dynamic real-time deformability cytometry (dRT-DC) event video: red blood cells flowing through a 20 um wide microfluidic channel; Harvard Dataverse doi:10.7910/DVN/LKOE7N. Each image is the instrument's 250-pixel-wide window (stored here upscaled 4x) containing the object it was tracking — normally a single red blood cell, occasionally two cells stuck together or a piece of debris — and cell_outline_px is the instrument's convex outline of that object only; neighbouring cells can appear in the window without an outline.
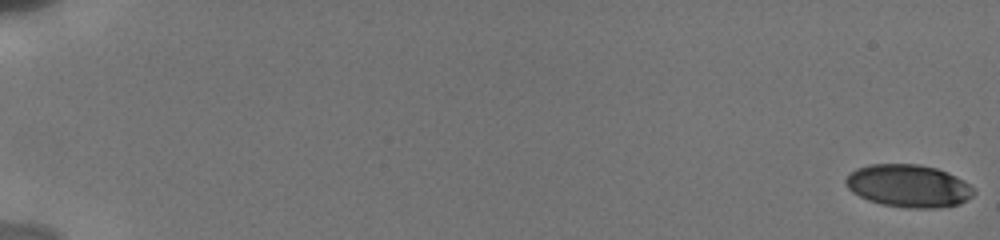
{"species": "human", "species_latin": "Homo sapiens", "temperature_condition": "cold", "stored_images_in_passage": 8, "camera_frame_rate_fps": 3000, "um_per_image_px": 0.085, "donor": {"sex": "male"}, "frame": {"image": 1, "passage_image": 1, "time_ms": 0.0, "image_size_px": [1000, 240], "cell_outline_px": [[976, 192], [972, 196], [960, 204], [936, 208], [908, 208], [880, 204], [868, 200], [852, 192], [848, 188], [844, 180], [856, 168], [868, 164], [920, 164], [936, 168], [948, 172], [964, 180]], "centroid_in_image_um": [77.23, 15.8], "position_along_channel_um": 7.8, "area_um2": 31.91}}
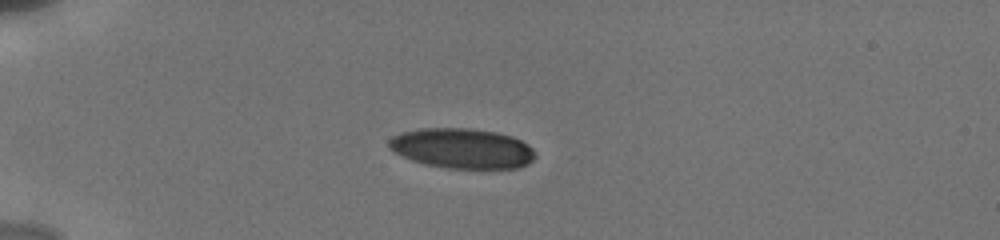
{"frame": {"image": 2, "passage_image": 6, "time_ms": 5.333, "image_size_px": [1000, 240], "cell_outline_px": [[536, 156], [528, 164], [520, 168], [448, 168], [424, 164], [412, 160], [388, 148], [388, 140], [392, 136], [400, 132], [420, 128], [468, 128], [496, 132], [512, 136], [528, 144], [536, 152]], "centroid_in_image_um": [39.28, 12.61], "position_along_channel_um": 45.7, "area_um2": 34.33}}
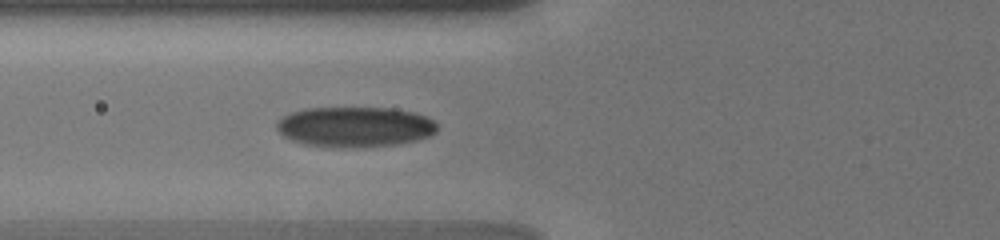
{"frame": {"image": 3, "passage_image": 8, "time_ms": 7.667, "image_size_px": [1000, 240], "cell_outline_px": [[436, 132], [428, 136], [416, 140], [396, 144], [304, 144], [292, 140], [284, 136], [276, 128], [276, 124], [280, 116], [304, 108], [392, 108], [412, 112], [424, 116], [432, 120], [436, 124]], "centroid_in_image_um": [30.14, 10.72], "position_along_channel_um": 95.7, "area_um2": 36.18}}